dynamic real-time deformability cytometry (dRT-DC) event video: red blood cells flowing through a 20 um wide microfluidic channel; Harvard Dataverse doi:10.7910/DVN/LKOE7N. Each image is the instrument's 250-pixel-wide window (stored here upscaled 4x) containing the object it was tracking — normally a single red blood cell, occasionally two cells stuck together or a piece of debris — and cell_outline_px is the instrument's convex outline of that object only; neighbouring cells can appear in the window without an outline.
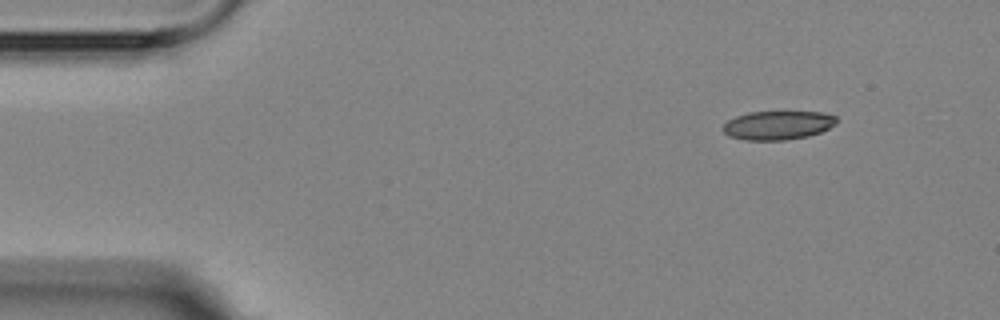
{"species": "Egyptian fruit bat (a non-hibernating species)", "species_latin": "Rousettus aegyptiacus", "temperature_condition": "room temperature", "stored_images_in_passage": 3, "camera_frame_rate_fps": 3000, "um_per_image_px": 0.085, "animal": {"sex": "female"}, "frame": {"image": 1, "passage_image": 1, "time_ms": 0.0, "image_size_px": [1000, 320], "cell_outline_px": [[836, 124], [820, 132], [808, 136], [784, 140], [744, 140], [728, 136], [720, 128], [728, 120], [736, 116], [748, 112], [820, 112], [836, 116]], "centroid_in_image_um": [66.07, 10.65], "position_along_channel_um": 18.9, "area_um2": 19.07}}
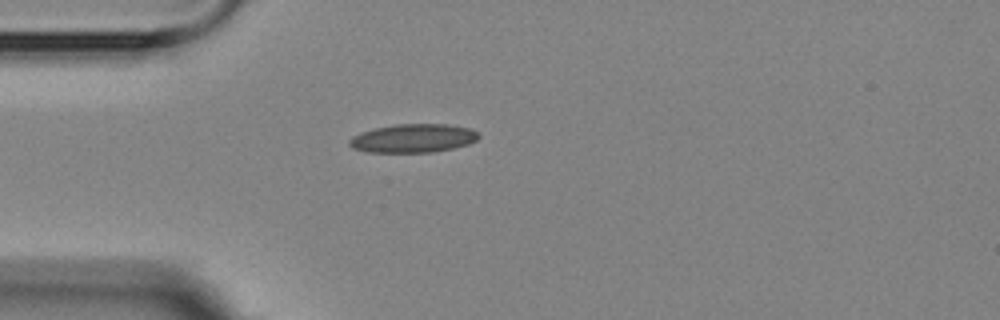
{"frame": {"image": 2, "passage_image": 3, "time_ms": 3.0, "image_size_px": [1000, 320], "cell_outline_px": [[480, 136], [476, 140], [468, 144], [452, 148], [432, 152], [368, 152], [352, 148], [348, 144], [348, 140], [352, 136], [360, 132], [376, 128], [396, 124], [448, 124], [472, 128]], "centroid_in_image_um": [35.1, 11.75], "position_along_channel_um": 49.9, "area_um2": 21.56}}